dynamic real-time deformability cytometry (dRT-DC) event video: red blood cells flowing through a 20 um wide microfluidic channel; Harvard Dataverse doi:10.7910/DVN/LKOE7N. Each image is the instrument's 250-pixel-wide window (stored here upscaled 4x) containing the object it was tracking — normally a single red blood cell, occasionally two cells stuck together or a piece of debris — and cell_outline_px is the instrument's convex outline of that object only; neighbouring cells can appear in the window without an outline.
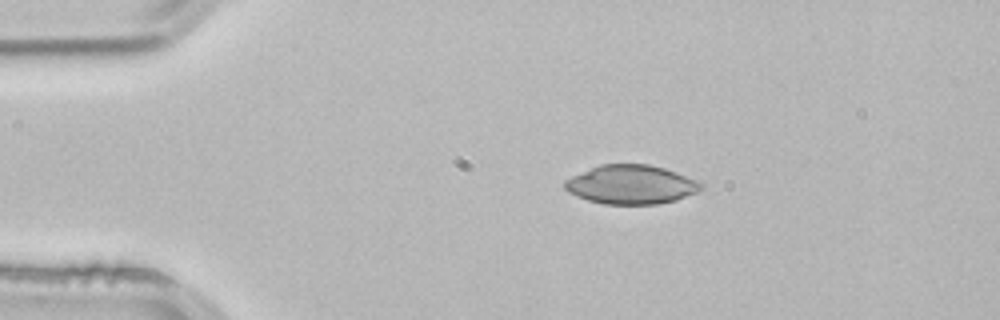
{"species": "common noctule bat (a hibernating species)", "species_latin": "Nyctalus noctula", "temperature_condition": "room temperature", "stored_images_in_passage": 2, "camera_frame_rate_fps": 3000, "um_per_image_px": 0.085, "animal": {"sex": "male", "body_mass_g": 21.5, "forearm_length_mm": 52.0}, "frame": {"image": 1, "passage_image": 1, "time_ms": 0.0, "image_size_px": [1000, 320], "cell_outline_px": [[704, 188], [700, 192], [676, 200], [656, 204], [604, 204], [588, 200], [576, 196], [568, 192], [564, 188], [564, 180], [572, 176], [600, 164], [648, 164], [664, 168], [700, 180], [704, 184]], "centroid_in_image_um": [53.69, 15.69], "position_along_channel_um": 31.3, "area_um2": 31.27}}